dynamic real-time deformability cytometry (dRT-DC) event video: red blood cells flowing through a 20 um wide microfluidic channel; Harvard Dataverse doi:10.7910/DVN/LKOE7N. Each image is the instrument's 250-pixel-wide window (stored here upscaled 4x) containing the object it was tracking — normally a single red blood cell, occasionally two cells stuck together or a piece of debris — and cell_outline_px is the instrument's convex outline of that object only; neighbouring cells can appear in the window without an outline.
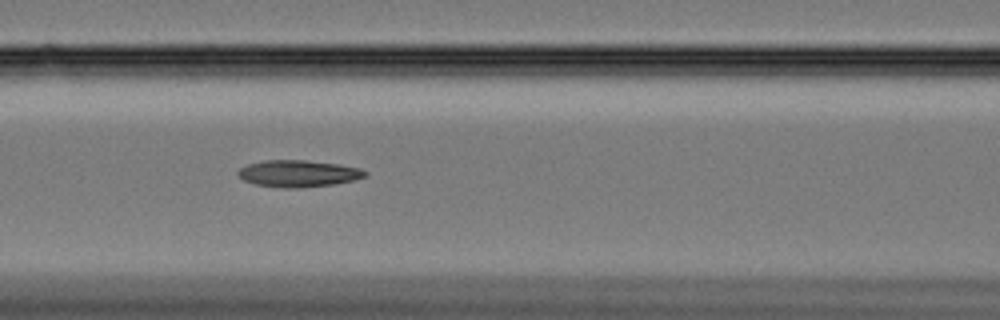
{"species": "Egyptian fruit bat (a non-hibernating species)", "species_latin": "Rousettus aegyptiacus", "temperature_condition": "cold", "stored_images_in_passage": 47, "camera_frame_rate_fps": 3000, "um_per_image_px": 0.085, "animal": {"sex": "female"}, "frame": {"image": 1, "passage_image": 13, "time_ms": 4.0, "image_size_px": [1000, 320], "cell_outline_px": [[368, 176], [352, 180], [332, 184], [292, 188], [284, 188], [256, 184], [244, 180], [236, 172], [240, 168], [248, 164], [264, 160], [304, 160], [336, 164], [360, 168], [368, 172]], "centroid_in_image_um": [25.35, 14.74], "position_along_channel_um": 141.2, "area_um2": 19.54}}
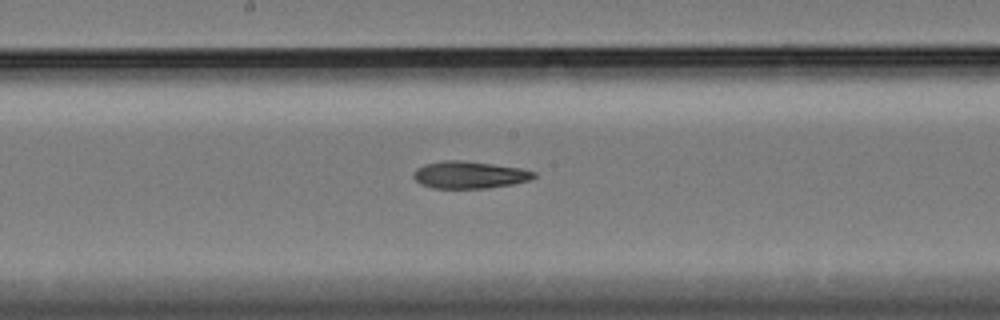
{"frame": {"image": 2, "passage_image": 19, "time_ms": 6.0, "image_size_px": [1000, 320], "cell_outline_px": [[536, 176], [528, 180], [512, 184], [488, 188], [432, 188], [420, 184], [412, 176], [416, 168], [424, 164], [444, 160], [464, 160], [520, 168], [536, 172]], "centroid_in_image_um": [39.86, 14.86], "position_along_channel_um": 208.3, "area_um2": 19.07}}
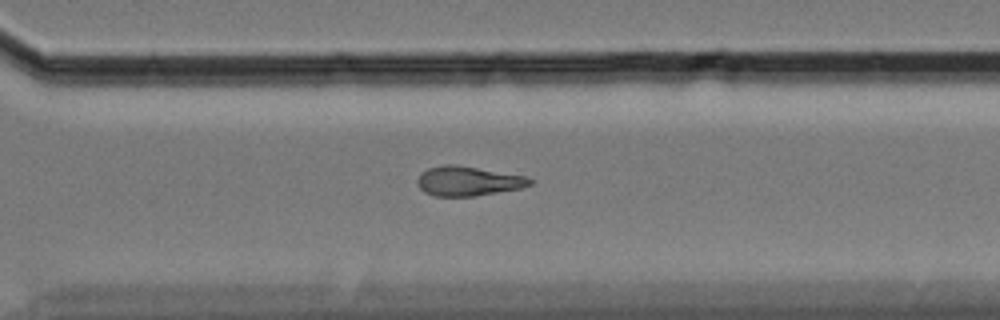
{"frame": {"image": 3, "passage_image": 30, "time_ms": 9.667, "image_size_px": [1000, 320], "cell_outline_px": [[532, 184], [520, 188], [472, 196], [436, 196], [424, 192], [420, 188], [416, 180], [420, 172], [428, 168], [444, 164], [456, 164], [524, 176], [532, 180]], "centroid_in_image_um": [39.72, 15.38], "position_along_channel_um": 330.9, "area_um2": 19.19}, "authors_computed_cell_mechanics": {"area_um2": 19.4208, "velocity_mm_per_s": 3.3545, "shape_relaxation_time_tau1_ms": 5.8015, "shape_relaxation_time_tau2_ms": null, "deformation_change_tau1": 0.1293, "deformation_change_tau2": null}}